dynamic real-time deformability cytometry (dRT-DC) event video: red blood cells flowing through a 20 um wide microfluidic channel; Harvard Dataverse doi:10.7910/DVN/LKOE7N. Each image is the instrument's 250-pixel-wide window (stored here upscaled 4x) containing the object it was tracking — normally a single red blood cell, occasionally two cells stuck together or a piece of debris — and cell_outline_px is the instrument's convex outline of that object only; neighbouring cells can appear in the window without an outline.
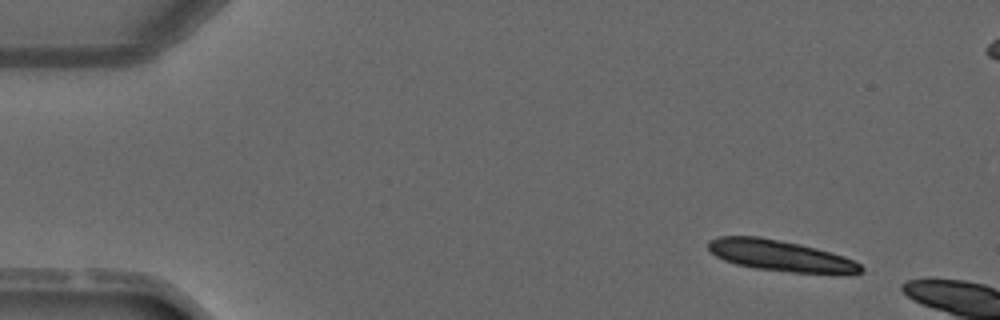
{"species": "common noctule bat (a hibernating species)", "species_latin": "Nyctalus noctula", "temperature_condition": "warm", "stored_images_in_passage": 2, "camera_frame_rate_fps": 3000, "um_per_image_px": 0.085, "animal": {"sex": "male", "forearm_length_mm": 52.5}, "frame": {"image": 1, "passage_image": 1, "time_ms": 0.0, "image_size_px": [1000, 320], "cell_outline_px": [[864, 268], [860, 272], [792, 272], [756, 268], [736, 264], [724, 260], [716, 256], [708, 248], [708, 240], [720, 236], [760, 236], [800, 244], [816, 248], [844, 256], [860, 264]], "centroid_in_image_um": [66.24, 21.7], "position_along_channel_um": 18.8, "area_um2": 26.93}}